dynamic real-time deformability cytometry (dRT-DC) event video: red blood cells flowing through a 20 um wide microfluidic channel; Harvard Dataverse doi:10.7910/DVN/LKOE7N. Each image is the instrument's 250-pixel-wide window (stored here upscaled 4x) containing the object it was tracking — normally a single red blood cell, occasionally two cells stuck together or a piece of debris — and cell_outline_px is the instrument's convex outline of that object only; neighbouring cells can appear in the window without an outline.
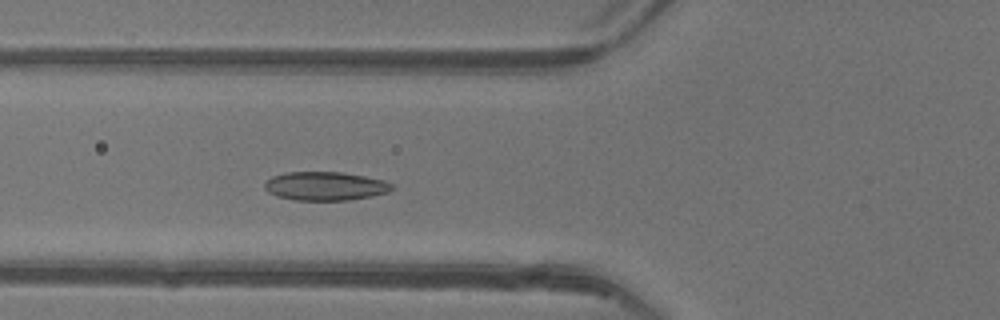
{"species": "common noctule bat (a hibernating species)", "species_latin": "Nyctalus noctula", "temperature_condition": "warm", "stored_images_in_passage": 41, "camera_frame_rate_fps": 3000, "um_per_image_px": 0.085, "animal": {"sex": "female"}, "frame": {"image": 1, "passage_image": 10, "time_ms": 3.0, "image_size_px": [1000, 320], "cell_outline_px": [[396, 188], [388, 192], [372, 196], [348, 200], [296, 200], [276, 196], [268, 192], [264, 188], [264, 184], [272, 176], [284, 172], [344, 172], [384, 180], [392, 184]], "centroid_in_image_um": [27.66, 15.81], "position_along_channel_um": 98.1, "area_um2": 21.39}}
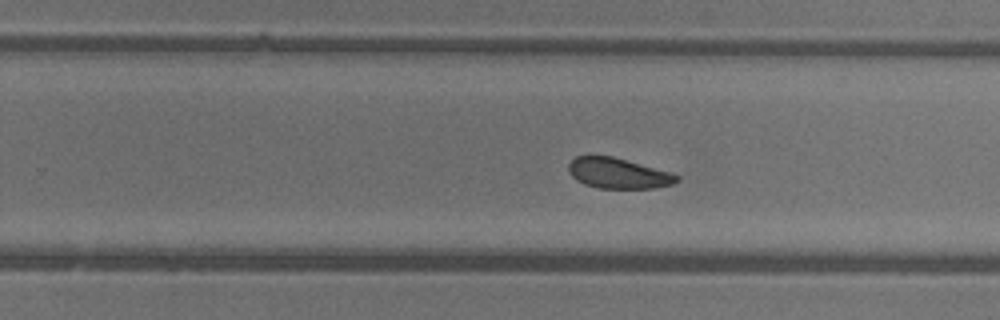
{"frame": {"image": 2, "passage_image": 23, "time_ms": 7.333, "image_size_px": [1000, 320], "cell_outline_px": [[680, 180], [672, 184], [656, 188], [600, 188], [584, 184], [576, 180], [568, 172], [568, 164], [576, 156], [612, 156], [672, 172], [680, 176]], "centroid_in_image_um": [52.57, 14.73], "position_along_channel_um": 277.2, "area_um2": 19.31}}
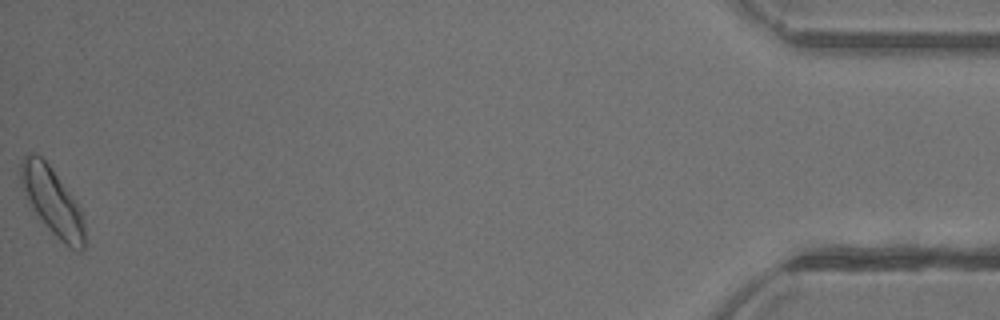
{"frame": {"image": 3, "passage_image": 41, "time_ms": 13.333, "image_size_px": [1000, 320], "cell_outline_px": [[84, 248], [80, 252], [76, 252], [68, 248], [36, 216], [28, 204], [20, 184], [20, 164], [24, 156], [32, 152], [36, 152], [48, 164], [80, 208], [84, 220]], "centroid_in_image_um": [4.41, 17.14], "position_along_channel_um": 430.8, "area_um2": 25.14}, "authors_computed_cell_mechanics": {"area_um2": 21.097, "velocity_mm_per_s": 4.1299, "shape_relaxation_time_tau1_ms": 3.4957, "shape_relaxation_time_tau2_ms": 6.8771, "deformation_change_tau1": 0.0924, "deformation_change_tau2": 0.1025}}